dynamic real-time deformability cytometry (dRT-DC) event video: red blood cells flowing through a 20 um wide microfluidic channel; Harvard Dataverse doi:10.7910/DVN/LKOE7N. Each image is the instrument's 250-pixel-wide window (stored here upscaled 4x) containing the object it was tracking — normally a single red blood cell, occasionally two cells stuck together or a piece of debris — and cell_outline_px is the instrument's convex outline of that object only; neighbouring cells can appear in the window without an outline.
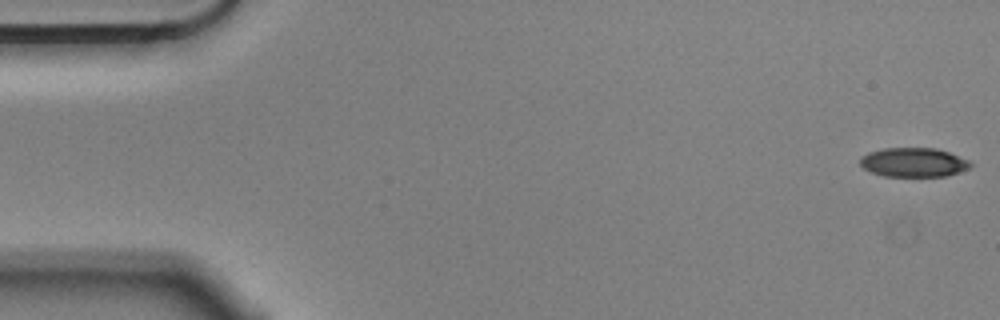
{"species": "Egyptian fruit bat (a non-hibernating species)", "species_latin": "Rousettus aegyptiacus", "temperature_condition": "cold", "stored_images_in_passage": 6, "camera_frame_rate_fps": 3000, "um_per_image_px": 0.085, "animal": {"sex": "male"}, "frame": {"image": 1, "passage_image": 1, "time_ms": 0.0, "image_size_px": [1000, 320], "cell_outline_px": [[972, 164], [968, 168], [948, 176], [884, 176], [872, 172], [864, 168], [860, 164], [860, 156], [868, 152], [884, 148], [936, 148], [948, 152], [968, 160]], "centroid_in_image_um": [77.62, 13.79], "position_along_channel_um": 7.4, "area_um2": 18.67}}
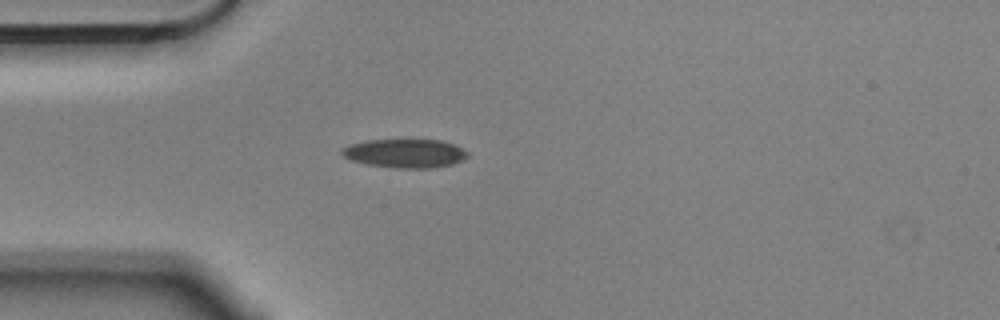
{"frame": {"image": 2, "passage_image": 5, "time_ms": 1.333, "image_size_px": [1000, 320], "cell_outline_px": [[468, 156], [464, 160], [452, 164], [436, 168], [396, 168], [368, 164], [352, 160], [344, 156], [340, 152], [340, 148], [348, 144], [368, 140], [440, 140], [452, 144], [468, 152]], "centroid_in_image_um": [34.41, 13.04], "position_along_channel_um": 50.6, "area_um2": 21.04}}